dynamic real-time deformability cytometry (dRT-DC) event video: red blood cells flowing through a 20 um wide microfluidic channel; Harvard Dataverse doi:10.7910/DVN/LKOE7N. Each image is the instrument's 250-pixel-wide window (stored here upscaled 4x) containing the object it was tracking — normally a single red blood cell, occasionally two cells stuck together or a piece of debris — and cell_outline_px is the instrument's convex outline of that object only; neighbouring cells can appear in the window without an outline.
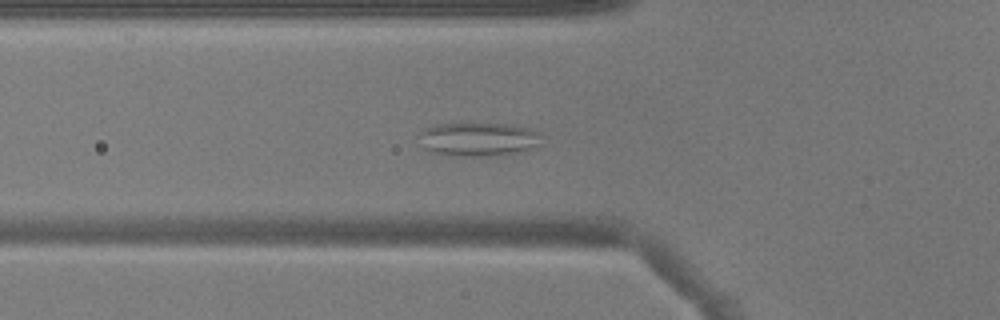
{"species": "common noctule bat (a hibernating species)", "species_latin": "Nyctalus noctula", "temperature_condition": "warm", "stored_images_in_passage": 52, "camera_frame_rate_fps": 3000, "um_per_image_px": 0.085, "animal": {"sex": "male", "body_mass_g": 17.9}, "frame": {"image": 1, "passage_image": 19, "time_ms": 6.0, "image_size_px": [1000, 320], "cell_outline_px": [[540, 144], [524, 152], [488, 156], [448, 156], [432, 152], [424, 148], [420, 132], [424, 128], [440, 124], [516, 124], [540, 132]], "centroid_in_image_um": [40.71, 11.85], "position_along_channel_um": 85.1, "area_um2": 24.16}}
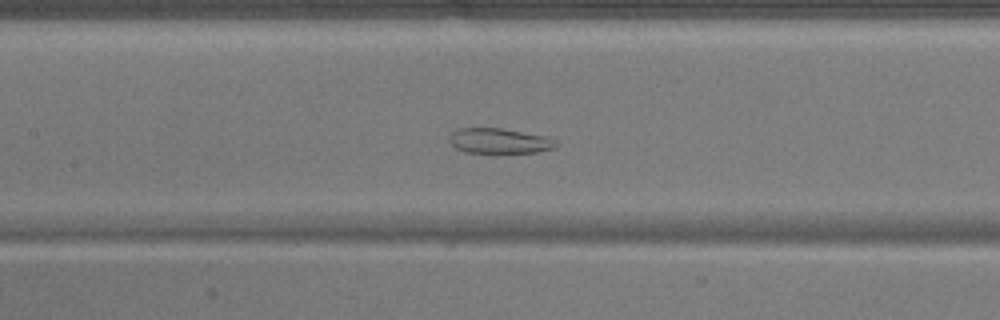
{"frame": {"image": 2, "passage_image": 25, "time_ms": 8.0, "image_size_px": [1000, 320], "cell_outline_px": [[556, 148], [536, 152], [464, 152], [456, 148], [448, 140], [452, 132], [456, 128], [500, 128], [548, 136], [556, 140]], "centroid_in_image_um": [42.45, 11.96], "position_along_channel_um": 165.0, "area_um2": 15.61}}
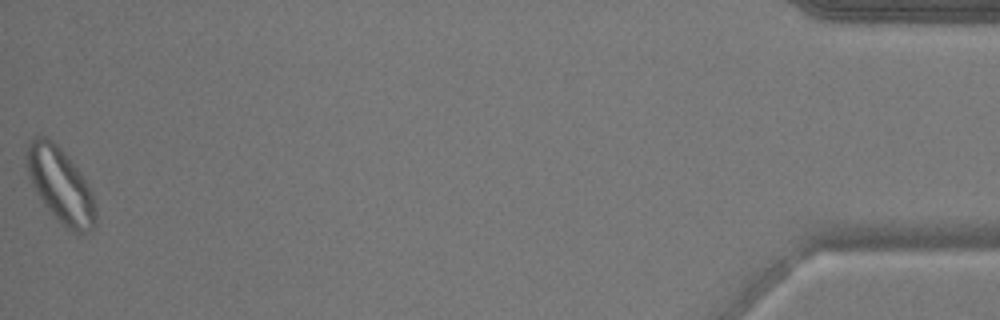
{"frame": {"image": 3, "passage_image": 52, "time_ms": 17.0, "image_size_px": [1000, 320], "cell_outline_px": [[96, 216], [92, 228], [84, 232], [72, 232], [44, 204], [36, 192], [32, 184], [28, 172], [24, 156], [28, 144], [36, 136], [44, 136], [52, 140], [60, 148], [80, 172], [88, 184], [96, 208]], "centroid_in_image_um": [5.11, 15.7], "position_along_channel_um": 430.1, "area_um2": 29.36}}